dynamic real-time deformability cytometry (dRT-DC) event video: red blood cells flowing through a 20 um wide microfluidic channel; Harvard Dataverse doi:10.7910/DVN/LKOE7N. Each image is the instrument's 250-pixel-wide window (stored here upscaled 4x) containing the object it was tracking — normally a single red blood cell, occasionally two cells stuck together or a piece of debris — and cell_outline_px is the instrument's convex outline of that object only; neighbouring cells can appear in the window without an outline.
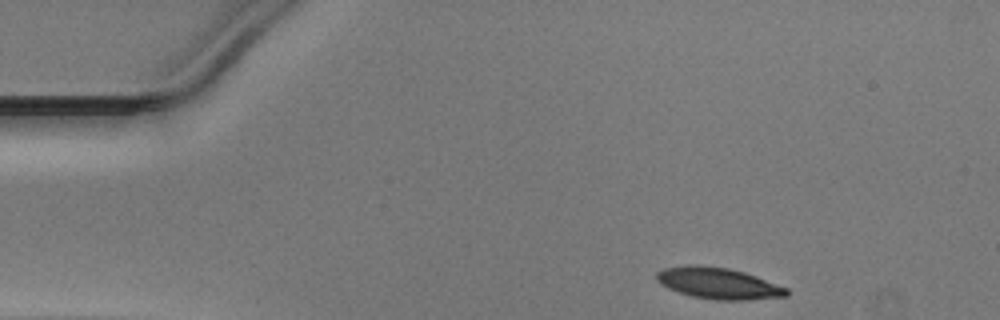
{"species": "Egyptian fruit bat (a non-hibernating species)", "species_latin": "Rousettus aegyptiacus", "temperature_condition": "warm", "stored_images_in_passage": 35, "camera_frame_rate_fps": 3000, "um_per_image_px": 0.085, "animal": {"sex": "male"}, "frame": {"image": 1, "passage_image": 1, "time_ms": 0.0, "image_size_px": [1000, 320], "cell_outline_px": [[788, 296], [748, 300], [716, 300], [692, 296], [668, 288], [660, 284], [656, 280], [656, 272], [664, 268], [688, 264], [696, 264], [728, 268], [744, 272], [756, 276], [788, 288]], "centroid_in_image_um": [61.05, 24.07], "position_along_channel_um": 24.0, "area_um2": 23.81}}
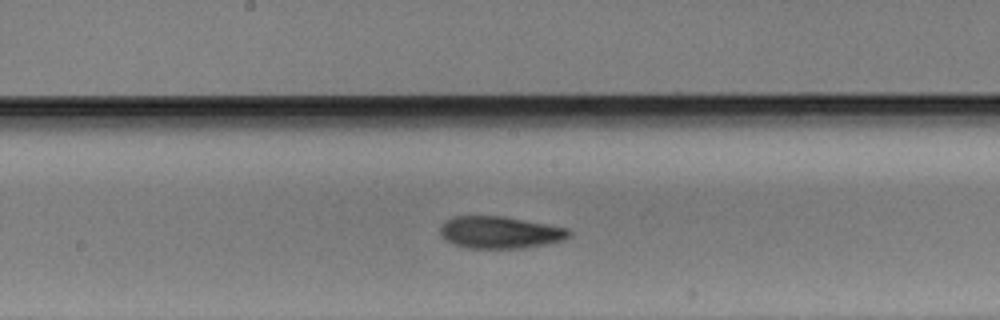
{"frame": {"image": 2, "passage_image": 20, "time_ms": 6.333, "image_size_px": [1000, 320], "cell_outline_px": [[572, 236], [564, 240], [524, 248], [468, 248], [452, 244], [444, 240], [440, 236], [440, 224], [444, 220], [452, 216], [504, 216], [568, 228], [572, 232]], "centroid_in_image_um": [42.46, 19.75], "position_along_channel_um": 205.7, "area_um2": 24.45}}
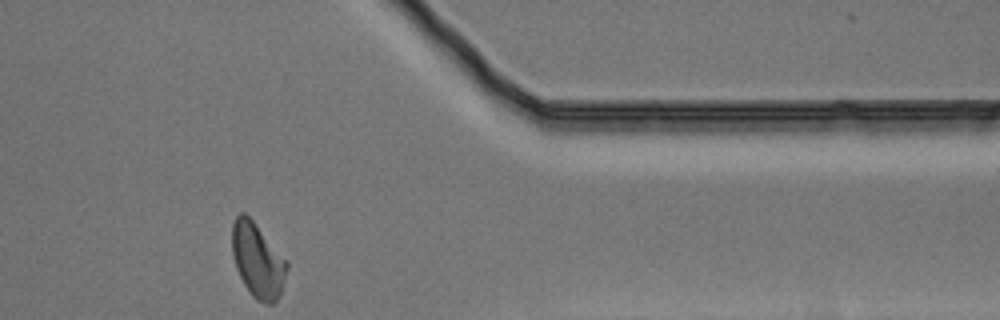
{"frame": {"image": 3, "passage_image": 35, "time_ms": 11.333, "image_size_px": [1000, 320], "cell_outline_px": [[288, 268], [280, 292], [276, 300], [272, 304], [264, 304], [256, 300], [252, 296], [244, 284], [236, 268], [232, 256], [232, 224], [236, 216], [240, 212], [244, 212], [252, 220], [288, 260]], "centroid_in_image_um": [21.9, 22.13], "position_along_channel_um": 389.5, "area_um2": 23.81}}